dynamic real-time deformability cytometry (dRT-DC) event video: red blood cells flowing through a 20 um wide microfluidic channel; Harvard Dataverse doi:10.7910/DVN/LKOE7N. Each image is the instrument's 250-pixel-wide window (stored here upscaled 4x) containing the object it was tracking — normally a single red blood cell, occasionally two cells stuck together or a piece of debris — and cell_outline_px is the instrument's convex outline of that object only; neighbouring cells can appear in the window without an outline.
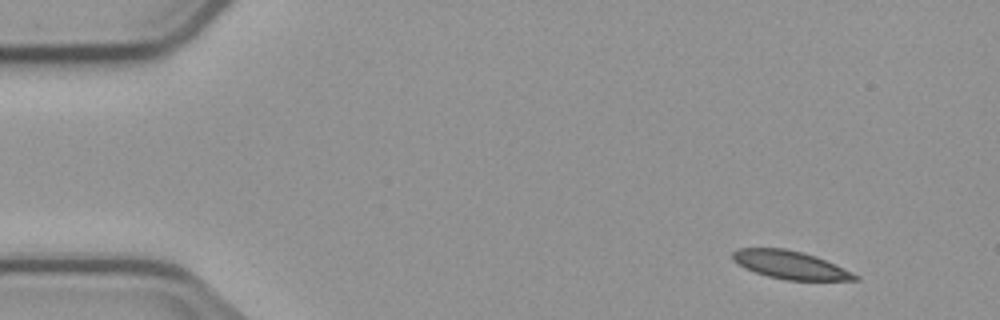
{"species": "common noctule bat (a hibernating species)", "species_latin": "Nyctalus noctula", "temperature_condition": "cold", "stored_images_in_passage": 3, "camera_frame_rate_fps": 3000, "um_per_image_px": 0.085, "animal": {"sex": "male", "body_mass_g": 23.1, "forearm_length_mm": 52.7}, "frame": {"image": 1, "passage_image": 1, "time_ms": 0.0, "image_size_px": [1000, 320], "cell_outline_px": [[860, 280], [784, 280], [768, 276], [744, 268], [732, 260], [732, 252], [740, 248], [784, 248], [804, 252], [816, 256], [852, 272], [860, 276]], "centroid_in_image_um": [67.16, 22.51], "position_along_channel_um": 17.8, "area_um2": 20.0}}